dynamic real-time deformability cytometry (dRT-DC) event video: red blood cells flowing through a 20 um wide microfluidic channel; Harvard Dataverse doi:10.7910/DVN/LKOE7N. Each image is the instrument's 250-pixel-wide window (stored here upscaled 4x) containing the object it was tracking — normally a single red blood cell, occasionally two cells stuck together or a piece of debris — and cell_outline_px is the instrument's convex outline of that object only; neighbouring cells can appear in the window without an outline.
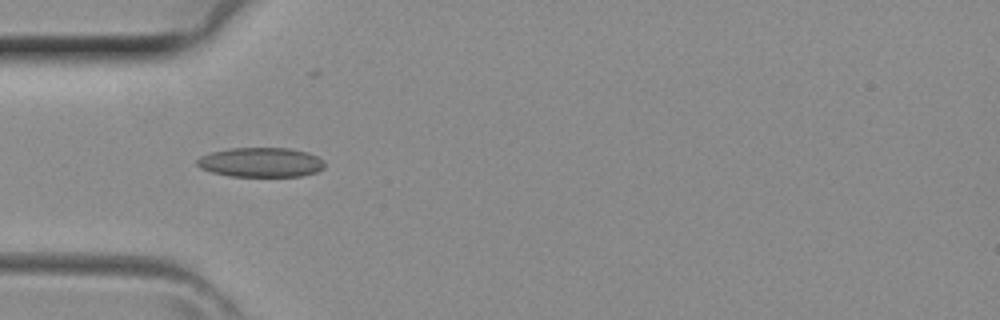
{"species": "common noctule bat (a hibernating species)", "species_latin": "Nyctalus noctula", "temperature_condition": "room temperature", "stored_images_in_passage": 29, "camera_frame_rate_fps": 3000, "um_per_image_px": 0.085, "animal": {"sex": "female", "body_mass_g": 29.2, "forearm_length_mm": 56.3}, "frame": {"image": 1, "passage_image": 1, "time_ms": 0.0, "image_size_px": [1000, 320], "cell_outline_px": [[324, 168], [316, 172], [300, 176], [228, 176], [212, 172], [200, 168], [196, 164], [196, 160], [200, 156], [212, 152], [228, 148], [288, 148], [308, 152], [324, 160]], "centroid_in_image_um": [22.16, 13.79], "position_along_channel_um": 62.8, "area_um2": 22.02}}
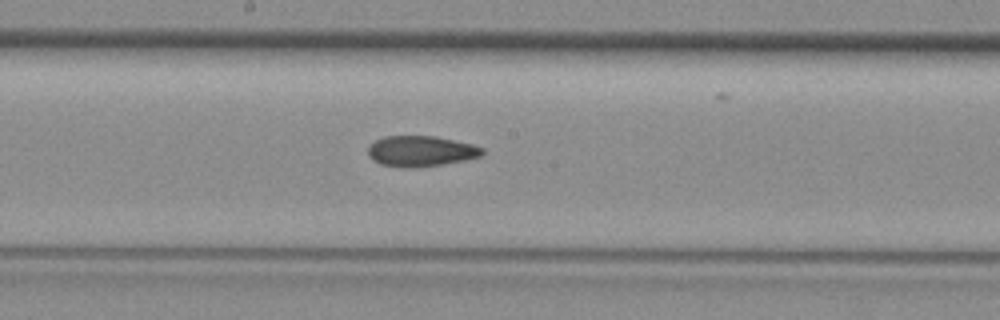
{"frame": {"image": 2, "passage_image": 10, "time_ms": 3.0, "image_size_px": [1000, 320], "cell_outline_px": [[484, 152], [480, 156], [464, 160], [440, 164], [412, 168], [404, 168], [380, 164], [372, 160], [368, 156], [368, 144], [384, 136], [436, 136], [472, 144], [484, 148]], "centroid_in_image_um": [35.73, 12.84], "position_along_channel_um": 212.5, "area_um2": 20.46}}
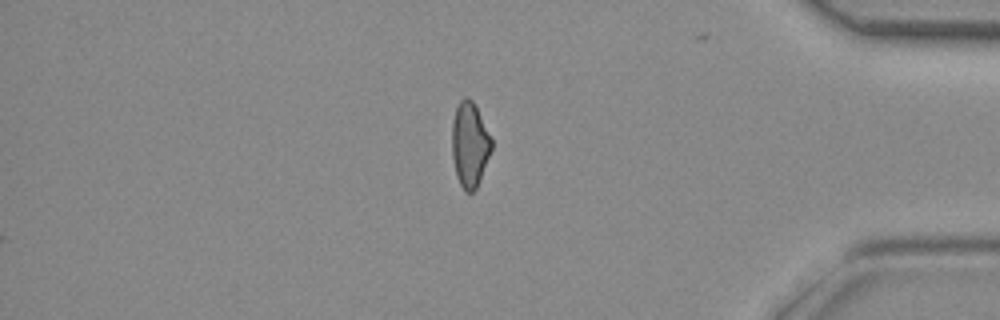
{"frame": {"image": 3, "passage_image": 23, "time_ms": 7.333, "image_size_px": [1000, 320], "cell_outline_px": [[492, 148], [476, 188], [472, 192], [464, 192], [456, 176], [452, 156], [452, 120], [456, 108], [460, 100], [464, 96], [472, 100], [492, 140]], "centroid_in_image_um": [39.9, 12.3], "position_along_channel_um": 395.3, "area_um2": 19.31}}